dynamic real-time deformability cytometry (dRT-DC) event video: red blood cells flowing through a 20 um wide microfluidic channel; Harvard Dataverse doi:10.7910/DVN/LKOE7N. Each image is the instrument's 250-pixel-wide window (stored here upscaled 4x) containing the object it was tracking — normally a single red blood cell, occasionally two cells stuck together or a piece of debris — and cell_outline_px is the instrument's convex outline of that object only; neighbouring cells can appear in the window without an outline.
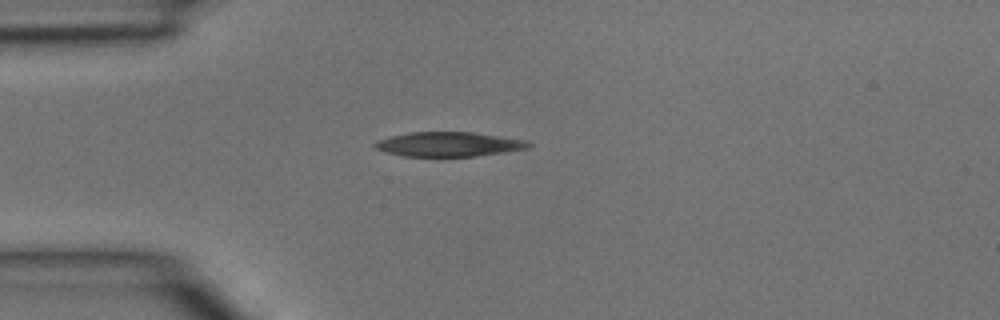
{"species": "common noctule bat (a hibernating species)", "species_latin": "Nyctalus noctula", "temperature_condition": "room temperature", "stored_images_in_passage": 2, "camera_frame_rate_fps": 3000, "um_per_image_px": 0.085, "animal": {"sex": "male", "body_mass_g": 15.6}, "frame": {"image": 1, "passage_image": 2, "time_ms": 0.333, "image_size_px": [1000, 320], "cell_outline_px": [[532, 144], [528, 148], [504, 152], [476, 156], [404, 156], [388, 152], [376, 148], [372, 144], [376, 140], [392, 136], [412, 132], [472, 132], [528, 140]], "centroid_in_image_um": [38.17, 12.25], "position_along_channel_um": 46.8, "area_um2": 21.79}}